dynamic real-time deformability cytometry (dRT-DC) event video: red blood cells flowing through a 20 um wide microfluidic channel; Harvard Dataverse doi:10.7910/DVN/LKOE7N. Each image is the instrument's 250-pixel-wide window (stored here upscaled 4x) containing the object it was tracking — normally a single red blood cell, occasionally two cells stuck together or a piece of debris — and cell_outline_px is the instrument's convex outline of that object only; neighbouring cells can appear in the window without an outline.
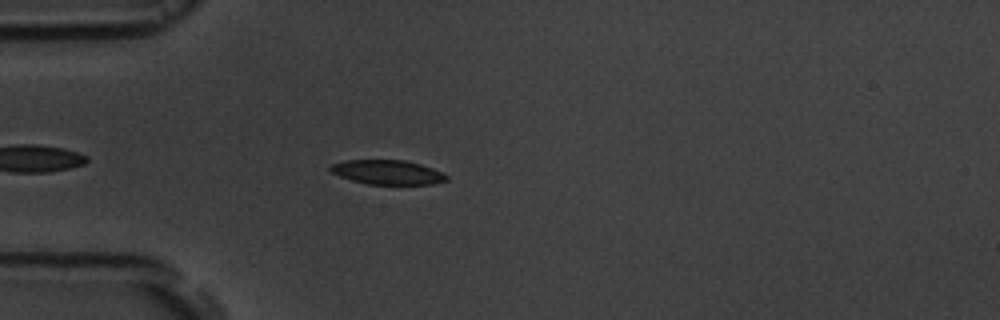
{"species": "common noctule bat (a hibernating species)", "species_latin": "Nyctalus noctula", "temperature_condition": "room temperature", "stored_images_in_passage": 42, "camera_frame_rate_fps": 3000, "um_per_image_px": 0.085, "animal": {"sex": "male", "body_mass_g": 19.5, "forearm_length_mm": 54.6}, "frame": {"image": 1, "passage_image": 6, "time_ms": 1.667, "image_size_px": [1000, 320], "cell_outline_px": [[448, 180], [432, 184], [368, 184], [352, 180], [340, 176], [332, 172], [328, 168], [332, 164], [344, 160], [404, 160], [420, 164], [432, 168], [448, 176]], "centroid_in_image_um": [32.93, 14.64], "position_along_channel_um": 52.1, "area_um2": 16.36}}
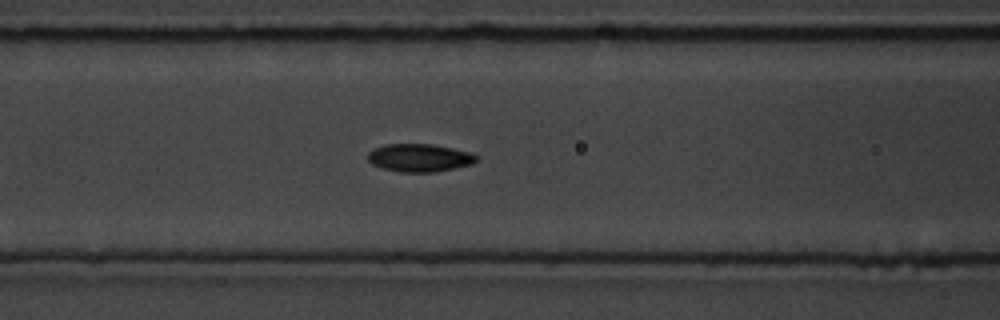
{"frame": {"image": 2, "passage_image": 13, "time_ms": 4.0, "image_size_px": [1000, 320], "cell_outline_px": [[476, 160], [472, 164], [432, 172], [400, 172], [384, 168], [372, 164], [368, 160], [368, 152], [372, 148], [384, 144], [432, 144], [472, 152], [476, 156]], "centroid_in_image_um": [35.62, 13.4], "position_along_channel_um": 131.0, "area_um2": 17.57}}
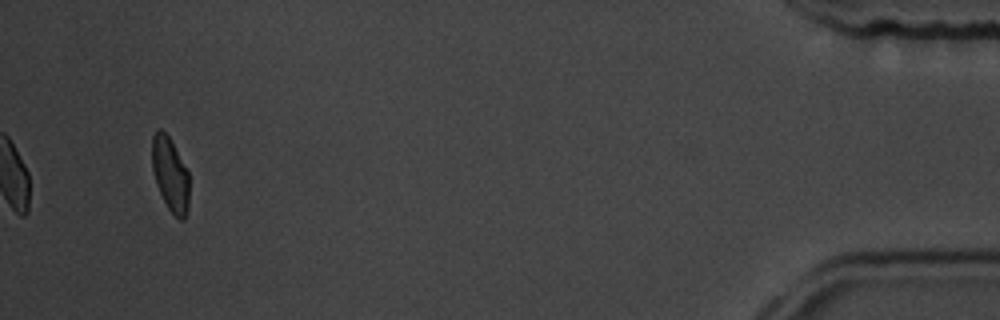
{"frame": {"image": 3, "passage_image": 42, "time_ms": 13.667, "image_size_px": [1000, 320], "cell_outline_px": [[188, 208], [184, 220], [180, 220], [168, 208], [156, 184], [152, 168], [152, 136], [160, 128], [168, 136], [188, 172]], "centroid_in_image_um": [14.46, 14.83], "position_along_channel_um": 420.7, "area_um2": 15.66}, "authors_computed_cell_mechanics": {"area_um2": 17.3978, "velocity_mm_per_s": 3.8101, "shape_relaxation_time_tau1_ms": 3.4089, "shape_relaxation_time_tau2_ms": 2.3038, "deformation_change_tau1": 0.1179, "deformation_change_tau2": 0.0598}}